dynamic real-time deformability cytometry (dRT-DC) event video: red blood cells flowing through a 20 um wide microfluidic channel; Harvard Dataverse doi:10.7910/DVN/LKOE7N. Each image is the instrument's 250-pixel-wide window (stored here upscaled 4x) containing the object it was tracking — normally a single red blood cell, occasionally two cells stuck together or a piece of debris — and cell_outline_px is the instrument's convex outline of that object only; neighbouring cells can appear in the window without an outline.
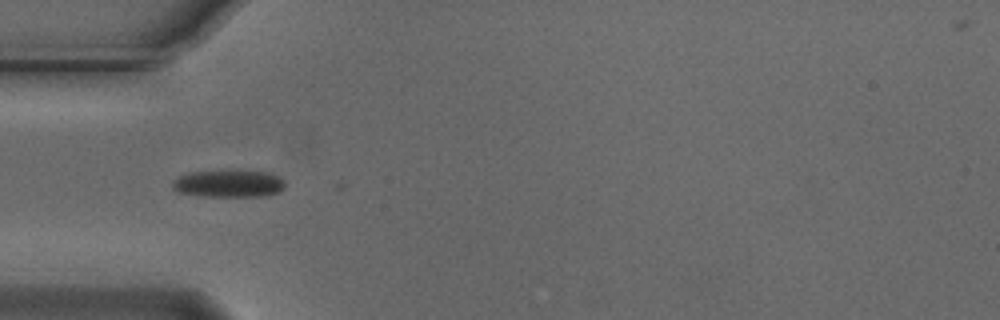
{"species": "Egyptian fruit bat (a non-hibernating species)", "species_latin": "Rousettus aegyptiacus", "temperature_condition": "cold", "stored_images_in_passage": 2, "camera_frame_rate_fps": 3000, "um_per_image_px": 0.085, "animal": {"sex": "male"}, "frame": {"image": 1, "passage_image": 1, "time_ms": 0.0, "image_size_px": [1000, 320], "cell_outline_px": [[284, 188], [280, 192], [268, 196], [196, 196], [176, 192], [172, 188], [172, 180], [180, 176], [192, 172], [268, 172], [280, 176], [284, 180]], "centroid_in_image_um": [19.44, 15.64], "position_along_channel_um": 65.6, "area_um2": 17.74}}